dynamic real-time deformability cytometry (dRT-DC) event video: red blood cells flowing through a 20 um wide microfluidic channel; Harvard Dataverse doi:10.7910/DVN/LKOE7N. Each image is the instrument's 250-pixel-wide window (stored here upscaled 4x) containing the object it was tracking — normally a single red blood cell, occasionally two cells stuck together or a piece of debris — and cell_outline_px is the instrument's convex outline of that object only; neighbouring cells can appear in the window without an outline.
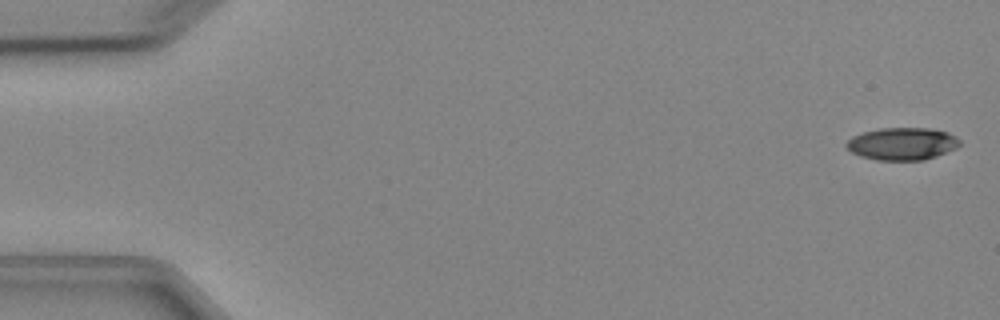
{"species": "Egyptian fruit bat (a non-hibernating species)", "species_latin": "Rousettus aegyptiacus", "temperature_condition": "cold", "stored_images_in_passage": 4, "camera_frame_rate_fps": 3000, "um_per_image_px": 0.085, "animal": {"sex": "female"}, "frame": {"image": 1, "passage_image": 1, "time_ms": 0.0, "image_size_px": [1000, 320], "cell_outline_px": [[960, 144], [956, 148], [936, 156], [924, 160], [876, 160], [860, 156], [852, 152], [844, 144], [852, 136], [864, 132], [880, 128], [928, 128], [948, 132], [956, 136], [960, 140]], "centroid_in_image_um": [76.69, 12.22], "position_along_channel_um": 8.3, "area_um2": 21.44}}
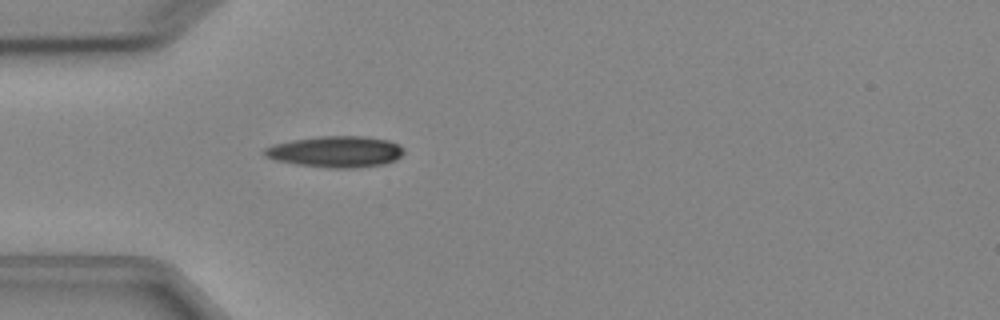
{"frame": {"image": 2, "passage_image": 4, "time_ms": 4.667, "image_size_px": [1000, 320], "cell_outline_px": [[404, 152], [396, 160], [384, 164], [352, 168], [328, 168], [296, 164], [276, 160], [264, 156], [264, 148], [272, 144], [292, 140], [320, 136], [360, 136], [388, 140], [404, 148]], "centroid_in_image_um": [28.52, 12.89], "position_along_channel_um": 56.5, "area_um2": 25.32}}